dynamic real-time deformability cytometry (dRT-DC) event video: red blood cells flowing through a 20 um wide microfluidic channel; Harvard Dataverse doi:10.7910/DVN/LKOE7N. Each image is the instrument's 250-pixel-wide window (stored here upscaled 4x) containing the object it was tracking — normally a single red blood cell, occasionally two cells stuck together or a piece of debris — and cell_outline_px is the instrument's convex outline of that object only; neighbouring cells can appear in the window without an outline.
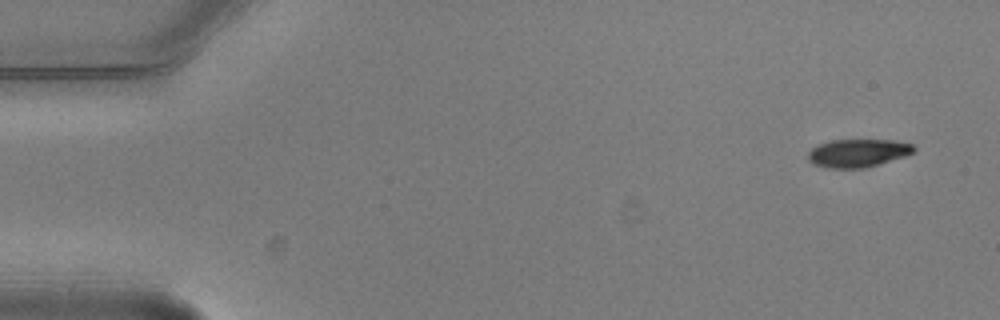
{"species": "common noctule bat (a hibernating species)", "species_latin": "Nyctalus noctula", "temperature_condition": "warm", "stored_images_in_passage": 5, "camera_frame_rate_fps": 3000, "um_per_image_px": 0.085, "animal": {"sex": "male", "body_mass_g": 20.5, "forearm_length_mm": 52.5}, "frame": {"image": 1, "passage_image": 1, "time_ms": 0.0, "image_size_px": [1000, 320], "cell_outline_px": [[916, 148], [912, 152], [904, 156], [864, 168], [828, 168], [812, 164], [808, 160], [808, 152], [812, 148], [820, 144], [832, 140], [896, 140], [912, 144]], "centroid_in_image_um": [72.89, 13.01], "position_along_channel_um": 12.1, "area_um2": 17.17}}
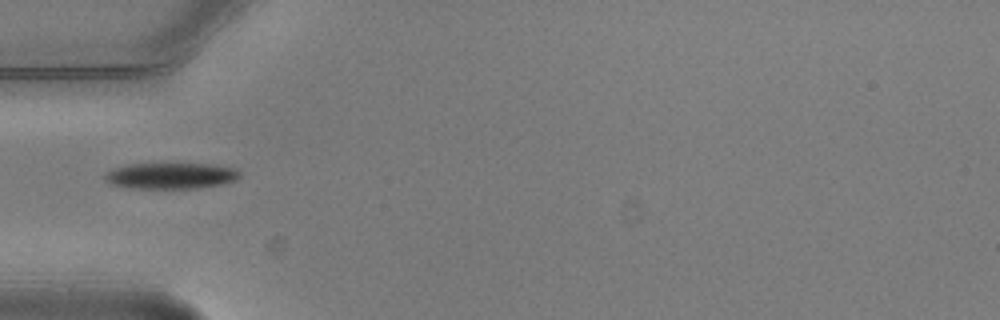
{"frame": {"image": 2, "passage_image": 5, "time_ms": 1.333, "image_size_px": [1000, 320], "cell_outline_px": [[240, 176], [236, 180], [224, 184], [200, 188], [132, 188], [108, 184], [104, 180], [104, 176], [108, 172], [116, 168], [128, 164], [212, 164], [236, 168], [240, 172]], "centroid_in_image_um": [14.55, 14.95], "position_along_channel_um": 70.4, "area_um2": 20.58}}